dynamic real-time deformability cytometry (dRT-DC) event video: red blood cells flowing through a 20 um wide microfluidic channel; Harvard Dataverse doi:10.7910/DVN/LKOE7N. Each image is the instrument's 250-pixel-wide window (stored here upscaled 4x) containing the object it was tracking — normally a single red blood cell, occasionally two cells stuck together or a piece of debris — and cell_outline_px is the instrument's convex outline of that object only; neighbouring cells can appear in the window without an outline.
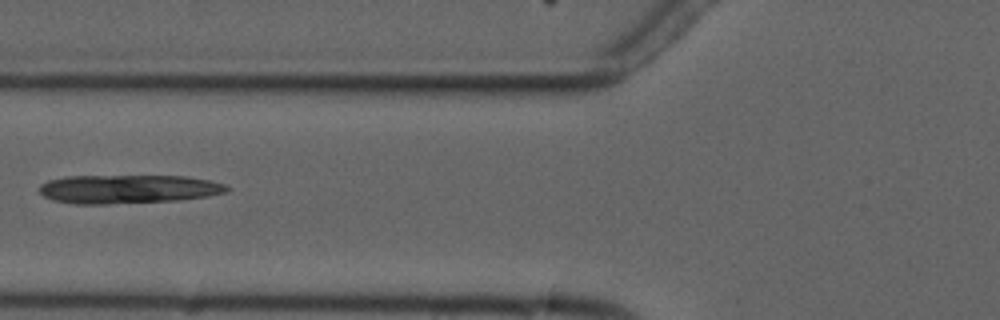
{"species": "common noctule bat (a hibernating species)", "species_latin": "Nyctalus noctula", "temperature_condition": "cold", "stored_images_in_passage": 3, "camera_frame_rate_fps": 3000, "um_per_image_px": 0.085, "animal": {"sex": "male", "forearm_length_mm": 52.5}, "frame": {"image": 1, "passage_image": 3, "time_ms": 2.333, "image_size_px": [1000, 320], "cell_outline_px": [[232, 188], [228, 192], [208, 196], [176, 200], [104, 204], [72, 204], [52, 200], [44, 196], [40, 192], [40, 184], [48, 180], [64, 176], [188, 176], [208, 180], [224, 184]], "centroid_in_image_um": [10.88, 16.07], "position_along_channel_um": 114.9, "area_um2": 31.5}}